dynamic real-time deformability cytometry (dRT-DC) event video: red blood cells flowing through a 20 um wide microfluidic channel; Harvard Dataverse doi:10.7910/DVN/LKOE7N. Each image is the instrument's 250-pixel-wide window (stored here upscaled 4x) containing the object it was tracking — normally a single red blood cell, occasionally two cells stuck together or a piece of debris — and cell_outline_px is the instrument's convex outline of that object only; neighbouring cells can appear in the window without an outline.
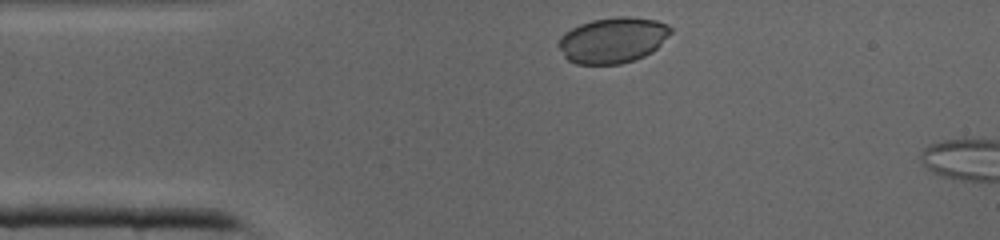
{"species": "common noctule bat (a hibernating species)", "species_latin": "Nyctalus noctula", "temperature_condition": "cold", "stored_images_in_passage": 3, "camera_frame_rate_fps": 3000, "um_per_image_px": 0.085, "animal": {"sex": "male", "body_mass_g": 19.0, "forearm_length_mm": 50.8}, "frame": {"image": 1, "passage_image": 1, "time_ms": 0.0, "image_size_px": [1000, 240], "cell_outline_px": [[672, 32], [652, 52], [644, 56], [620, 64], [576, 64], [568, 60], [564, 56], [556, 44], [560, 36], [564, 32], [580, 24], [592, 20], [616, 16], [628, 16], [656, 20], [668, 24], [672, 28]], "centroid_in_image_um": [52.06, 3.4], "position_along_channel_um": 32.9, "area_um2": 30.0}}